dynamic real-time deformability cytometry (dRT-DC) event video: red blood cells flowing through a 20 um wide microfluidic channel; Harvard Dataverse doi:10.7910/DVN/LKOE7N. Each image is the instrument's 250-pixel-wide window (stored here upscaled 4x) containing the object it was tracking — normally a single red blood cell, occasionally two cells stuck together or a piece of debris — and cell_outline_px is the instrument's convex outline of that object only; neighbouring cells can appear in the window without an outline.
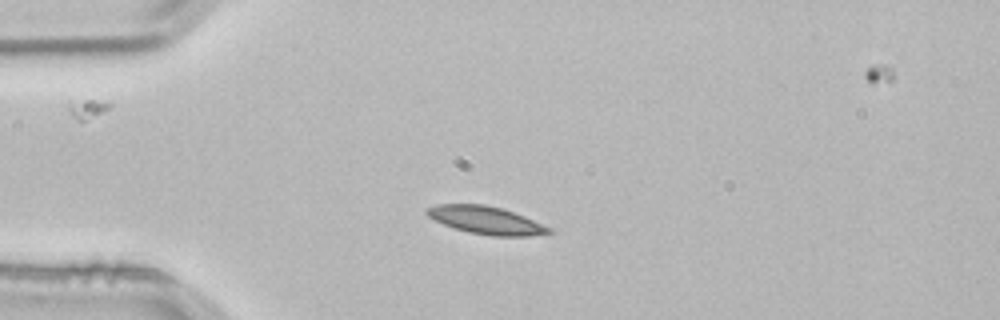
{"species": "common noctule bat (a hibernating species)", "species_latin": "Nyctalus noctula", "temperature_condition": "room temperature", "stored_images_in_passage": 3, "camera_frame_rate_fps": 3000, "um_per_image_px": 0.085, "animal": {"sex": "male", "body_mass_g": 21.5, "forearm_length_mm": 52.0}, "frame": {"image": 1, "passage_image": 2, "time_ms": 0.333, "image_size_px": [1000, 320], "cell_outline_px": [[556, 232], [532, 236], [492, 236], [468, 232], [444, 224], [428, 216], [424, 212], [424, 208], [436, 204], [484, 204], [500, 208], [524, 216], [552, 228]], "centroid_in_image_um": [41.32, 18.72], "position_along_channel_um": 43.7, "area_um2": 19.77}}